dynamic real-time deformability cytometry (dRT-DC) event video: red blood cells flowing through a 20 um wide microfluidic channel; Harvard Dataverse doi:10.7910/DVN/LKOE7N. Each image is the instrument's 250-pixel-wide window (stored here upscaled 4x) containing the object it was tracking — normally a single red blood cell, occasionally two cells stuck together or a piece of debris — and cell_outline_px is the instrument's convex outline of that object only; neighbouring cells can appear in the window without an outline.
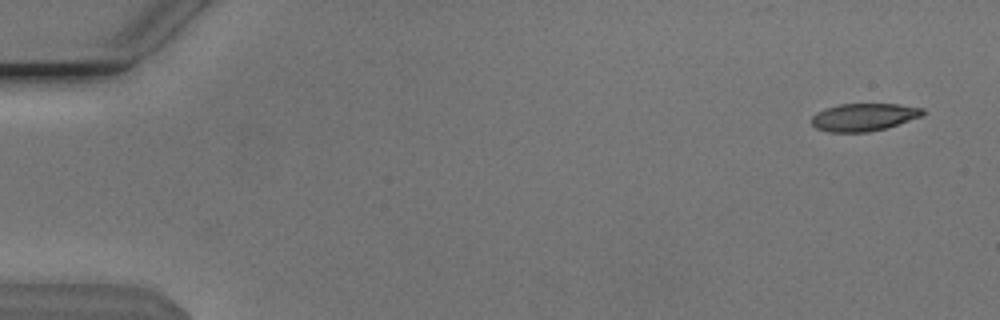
{"species": "Egyptian fruit bat (a non-hibernating species)", "species_latin": "Rousettus aegyptiacus", "temperature_condition": "cold", "stored_images_in_passage": 45, "camera_frame_rate_fps": 3000, "um_per_image_px": 0.085, "animal": {"sex": "male"}, "frame": {"image": 1, "passage_image": 1, "time_ms": 0.0, "image_size_px": [1000, 320], "cell_outline_px": [[924, 116], [884, 128], [868, 132], [828, 132], [816, 128], [812, 124], [812, 116], [816, 112], [824, 108], [840, 104], [900, 104], [924, 108]], "centroid_in_image_um": [73.42, 9.95], "position_along_channel_um": 11.6, "area_um2": 17.98}}
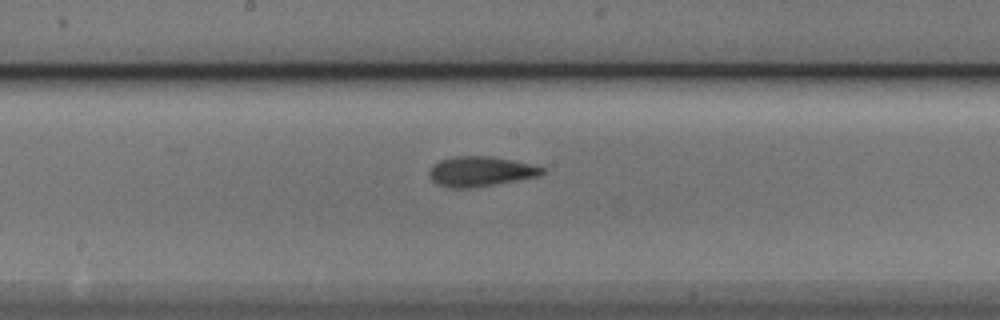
{"frame": {"image": 2, "passage_image": 27, "time_ms": 8.667, "image_size_px": [1000, 320], "cell_outline_px": [[544, 172], [540, 176], [472, 188], [448, 188], [436, 184], [432, 180], [428, 172], [440, 160], [452, 156], [492, 156], [512, 160], [544, 168]], "centroid_in_image_um": [40.82, 14.58], "position_along_channel_um": 207.4, "area_um2": 19.59}}
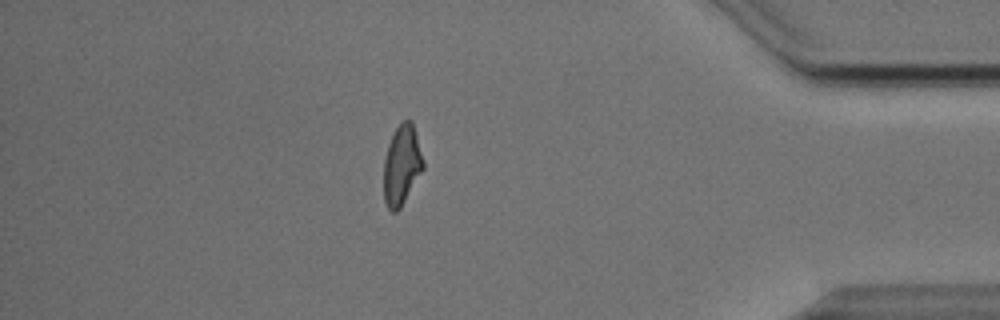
{"frame": {"image": 3, "passage_image": 45, "time_ms": 14.667, "image_size_px": [1000, 320], "cell_outline_px": [[424, 168], [400, 208], [396, 212], [392, 212], [388, 208], [384, 200], [384, 160], [388, 144], [396, 128], [404, 120], [412, 120], [424, 160]], "centroid_in_image_um": [34.15, 14.04], "position_along_channel_um": 401.0, "area_um2": 18.26}, "authors_computed_cell_mechanics": {"area_um2": 19.0162, "velocity_mm_per_s": 3.8429, "shape_relaxation_time_tau1_ms": 4.2375, "shape_relaxation_time_tau2_ms": 2.8283, "deformation_change_tau1": 0.1763, "deformation_change_tau2": 0.0841}}